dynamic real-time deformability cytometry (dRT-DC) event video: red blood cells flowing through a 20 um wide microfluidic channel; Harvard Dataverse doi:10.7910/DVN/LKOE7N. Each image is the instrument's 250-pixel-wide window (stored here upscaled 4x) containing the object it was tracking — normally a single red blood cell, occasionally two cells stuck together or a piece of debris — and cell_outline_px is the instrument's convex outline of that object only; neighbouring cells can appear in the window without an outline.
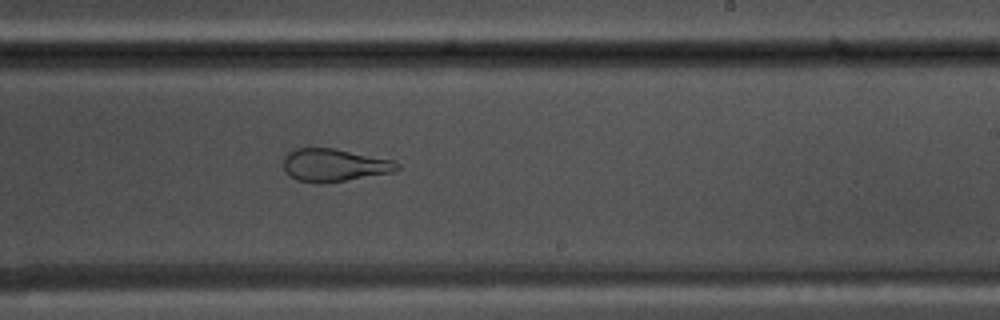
{"species": "common noctule bat (a hibernating species)", "species_latin": "Nyctalus noctula", "temperature_condition": "warm", "stored_images_in_passage": 43, "camera_frame_rate_fps": 3000, "um_per_image_px": 0.085, "animal": {"sex": "male", "body_mass_g": 17.5, "forearm_length_mm": 52.3}, "frame": {"image": 1, "passage_image": 25, "time_ms": 8.0, "image_size_px": [1000, 320], "cell_outline_px": [[400, 168], [392, 172], [324, 184], [296, 180], [288, 176], [284, 172], [284, 156], [292, 148], [336, 148], [392, 160], [400, 164]], "centroid_in_image_um": [28.36, 14.03], "position_along_channel_um": 260.6, "area_um2": 21.91}}
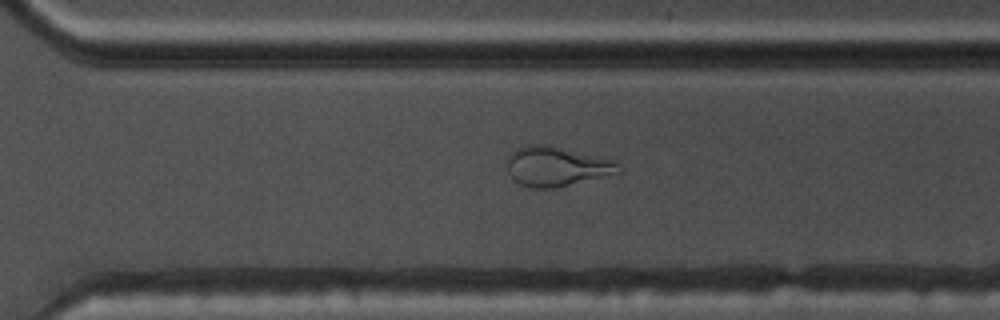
{"frame": {"image": 2, "passage_image": 30, "time_ms": 9.667, "image_size_px": [1000, 320], "cell_outline_px": [[624, 172], [556, 188], [532, 188], [520, 184], [508, 172], [508, 156], [516, 148], [524, 144], [548, 144], [620, 160]], "centroid_in_image_um": [47.42, 14.12], "position_along_channel_um": 323.2, "area_um2": 26.53}}
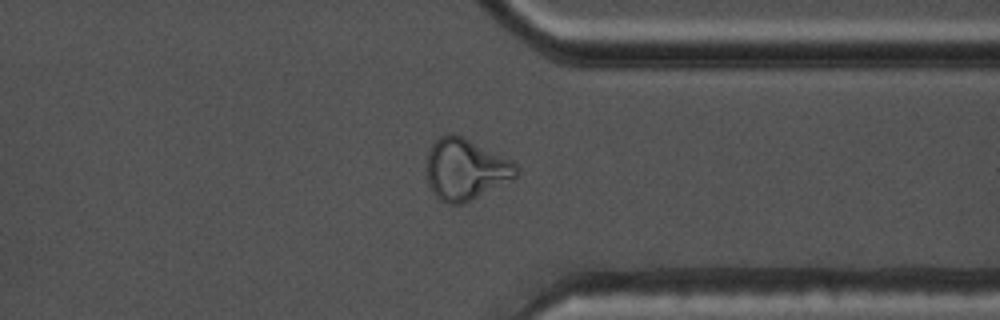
{"frame": {"image": 3, "passage_image": 34, "time_ms": 11.0, "image_size_px": [1000, 320], "cell_outline_px": [[520, 172], [516, 176], [464, 204], [448, 204], [440, 200], [432, 192], [428, 184], [428, 152], [432, 144], [440, 136], [448, 132], [452, 132], [512, 160], [520, 168]], "centroid_in_image_um": [39.56, 14.39], "position_along_channel_um": 371.8, "area_um2": 31.73}}